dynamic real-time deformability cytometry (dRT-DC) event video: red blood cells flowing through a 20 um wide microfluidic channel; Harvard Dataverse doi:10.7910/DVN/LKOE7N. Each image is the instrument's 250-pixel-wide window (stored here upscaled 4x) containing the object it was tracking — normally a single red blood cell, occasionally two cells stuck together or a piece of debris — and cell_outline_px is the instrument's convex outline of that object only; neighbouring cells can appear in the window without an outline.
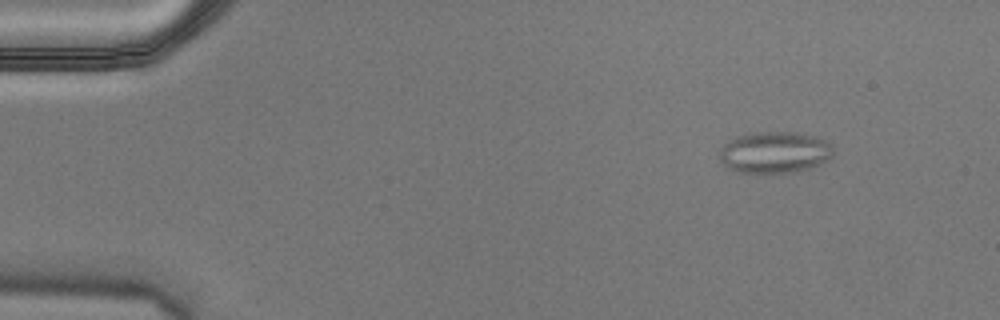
{"species": "Egyptian fruit bat (a non-hibernating species)", "species_latin": "Rousettus aegyptiacus", "temperature_condition": "cold", "stored_images_in_passage": 54, "camera_frame_rate_fps": 3000, "um_per_image_px": 0.085, "animal": {"sex": "male"}, "frame": {"image": 1, "passage_image": 6, "time_ms": 1.667, "image_size_px": [1000, 320], "cell_outline_px": [[832, 156], [828, 160], [820, 164], [796, 172], [740, 172], [728, 168], [720, 160], [720, 152], [724, 144], [736, 136], [752, 132], [792, 132], [816, 136], [832, 144]], "centroid_in_image_um": [65.86, 12.94], "position_along_channel_um": 19.1, "area_um2": 27.4}}
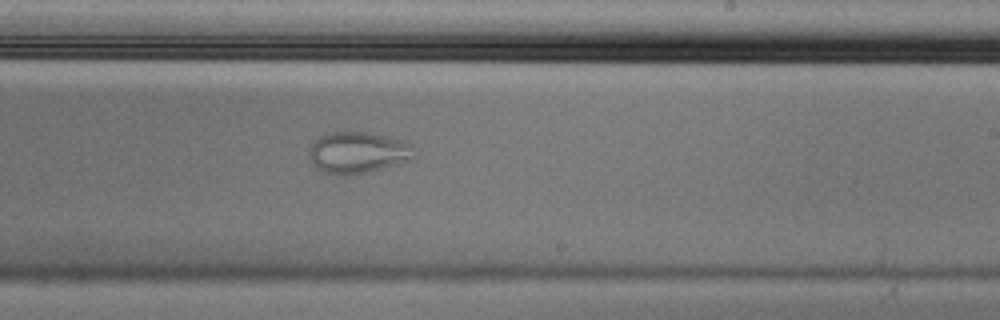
{"frame": {"image": 2, "passage_image": 33, "time_ms": 10.667, "image_size_px": [1000, 320], "cell_outline_px": [[416, 156], [412, 160], [348, 176], [344, 176], [324, 172], [316, 168], [312, 164], [308, 156], [308, 148], [320, 136], [332, 132], [368, 132], [404, 140], [412, 144]], "centroid_in_image_um": [30.41, 12.96], "position_along_channel_um": 258.6, "area_um2": 25.55}}
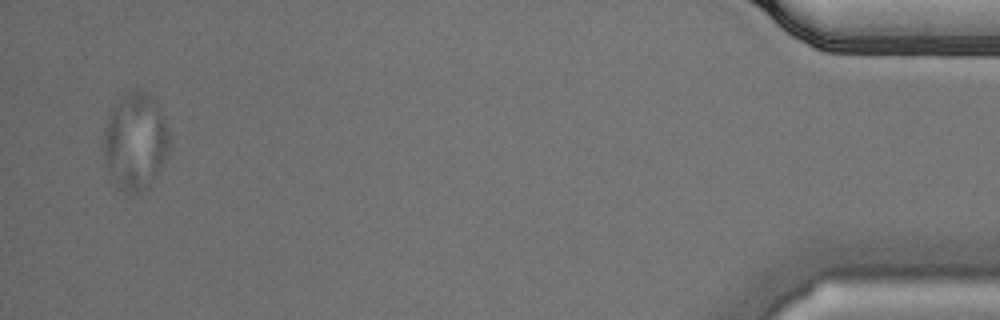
{"frame": {"image": 3, "passage_image": 53, "time_ms": 17.333, "image_size_px": [1000, 320], "cell_outline_px": [[172, 144], [164, 164], [144, 192], [132, 196], [124, 192], [120, 188], [104, 164], [104, 132], [108, 116], [120, 96], [124, 92], [132, 88], [140, 88], [148, 92], [156, 100], [164, 116], [172, 140]], "centroid_in_image_um": [11.55, 11.99], "position_along_channel_um": 423.7, "area_um2": 38.32}}